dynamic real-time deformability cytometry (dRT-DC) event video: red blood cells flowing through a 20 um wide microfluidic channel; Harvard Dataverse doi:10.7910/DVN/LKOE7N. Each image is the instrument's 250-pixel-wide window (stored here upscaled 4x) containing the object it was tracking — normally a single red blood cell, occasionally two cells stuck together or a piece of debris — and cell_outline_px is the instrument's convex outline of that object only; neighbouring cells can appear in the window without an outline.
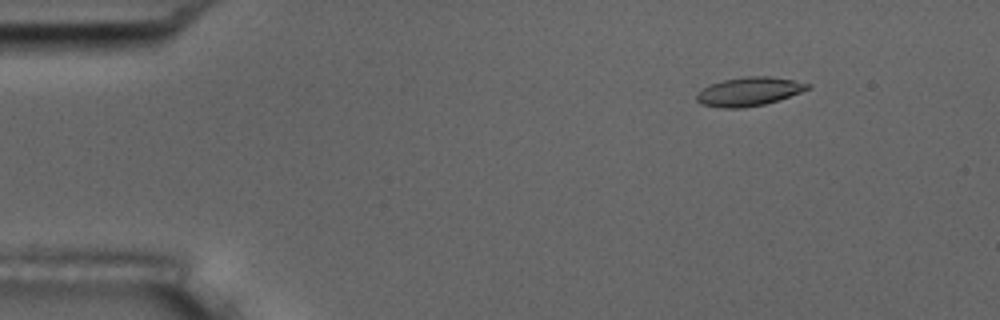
{"species": "common noctule bat (a hibernating species)", "species_latin": "Nyctalus noctula", "temperature_condition": "room temperature", "stored_images_in_passage": 6, "camera_frame_rate_fps": 3000, "um_per_image_px": 0.085, "animal": {"sex": "male", "body_mass_g": 17.5, "forearm_length_mm": 52.3}, "frame": {"image": 1, "passage_image": 2, "time_ms": 1.333, "image_size_px": [1000, 320], "cell_outline_px": [[812, 84], [808, 88], [800, 92], [764, 104], [744, 108], [720, 108], [700, 104], [696, 100], [696, 92], [712, 84], [724, 80], [744, 76], [768, 76], [792, 80]], "centroid_in_image_um": [63.61, 7.79], "position_along_channel_um": 21.4, "area_um2": 18.38}}
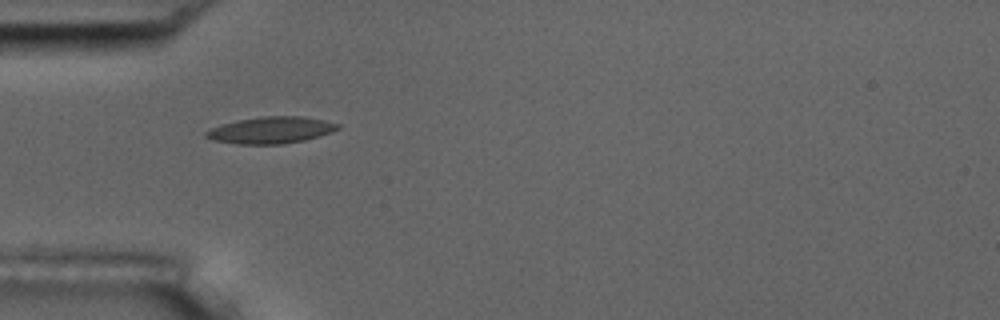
{"frame": {"image": 2, "passage_image": 5, "time_ms": 4.667, "image_size_px": [1000, 320], "cell_outline_px": [[340, 128], [332, 132], [320, 136], [304, 140], [280, 144], [236, 144], [212, 140], [204, 136], [204, 132], [220, 124], [236, 120], [264, 116], [304, 116], [324, 120], [340, 124]], "centroid_in_image_um": [23.02, 11.05], "position_along_channel_um": 62.0, "area_um2": 20.63}}